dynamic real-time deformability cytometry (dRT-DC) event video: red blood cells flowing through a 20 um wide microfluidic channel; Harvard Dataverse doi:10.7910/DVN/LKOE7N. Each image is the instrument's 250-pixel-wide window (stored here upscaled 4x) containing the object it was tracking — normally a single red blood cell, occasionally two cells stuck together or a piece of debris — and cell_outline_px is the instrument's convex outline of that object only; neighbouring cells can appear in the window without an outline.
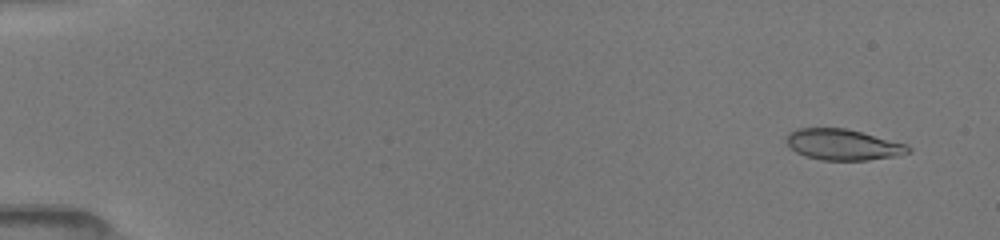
{"species": "common noctule bat (a hibernating species)", "species_latin": "Nyctalus noctula", "temperature_condition": "room temperature", "stored_images_in_passage": 49, "camera_frame_rate_fps": 3000, "um_per_image_px": 0.085, "animal": {"sex": "female", "body_mass_g": 19.5, "forearm_length_mm": 54.1}, "frame": {"image": 1, "passage_image": 1, "time_ms": 0.0, "image_size_px": [1000, 240], "cell_outline_px": [[912, 152], [892, 156], [868, 160], [820, 160], [804, 156], [796, 152], [788, 144], [788, 132], [800, 128], [844, 128], [860, 132], [904, 144], [912, 148]], "centroid_in_image_um": [71.63, 12.3], "position_along_channel_um": 13.4, "area_um2": 21.56}}
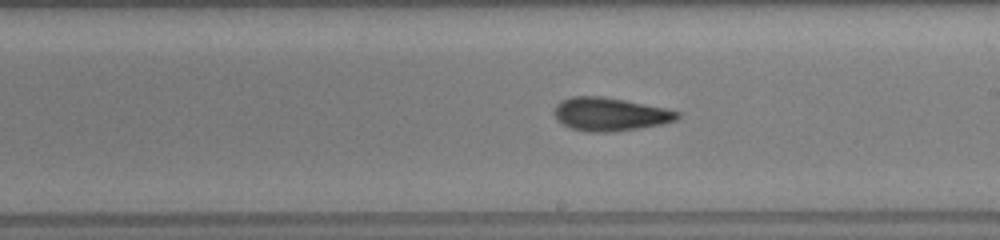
{"frame": {"image": 2, "passage_image": 28, "time_ms": 9.0, "image_size_px": [1000, 240], "cell_outline_px": [[680, 116], [676, 120], [664, 124], [640, 128], [612, 132], [588, 132], [572, 128], [556, 120], [552, 112], [556, 104], [560, 100], [572, 96], [600, 96], [624, 100], [664, 108], [680, 112]], "centroid_in_image_um": [51.82, 9.71], "position_along_channel_um": 237.2, "area_um2": 23.99}}
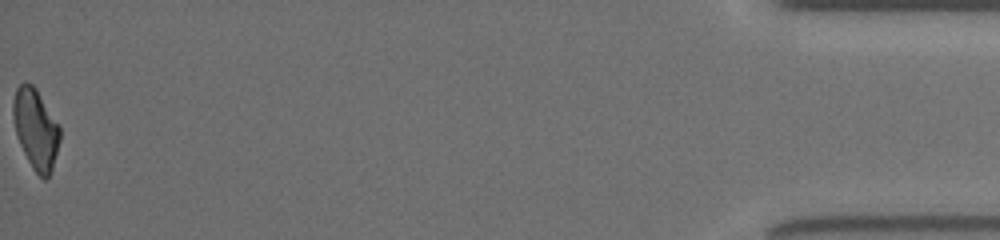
{"frame": {"image": 3, "passage_image": 49, "time_ms": 16.0, "image_size_px": [1000, 240], "cell_outline_px": [[60, 140], [52, 168], [48, 176], [44, 180], [32, 168], [16, 136], [12, 116], [12, 100], [16, 88], [24, 80], [32, 84], [36, 88], [60, 124]], "centroid_in_image_um": [3.02, 10.9], "position_along_channel_um": 432.2, "area_um2": 22.14}, "authors_computed_cell_mechanics": {"area_um2": 22.7732, "velocity_mm_per_s": 4.066, "shape_relaxation_time_tau1_ms": 5.3143, "shape_relaxation_time_tau2_ms": 1.9907, "deformation_change_tau1": 0.1759, "deformation_change_tau2": 0.0928}}